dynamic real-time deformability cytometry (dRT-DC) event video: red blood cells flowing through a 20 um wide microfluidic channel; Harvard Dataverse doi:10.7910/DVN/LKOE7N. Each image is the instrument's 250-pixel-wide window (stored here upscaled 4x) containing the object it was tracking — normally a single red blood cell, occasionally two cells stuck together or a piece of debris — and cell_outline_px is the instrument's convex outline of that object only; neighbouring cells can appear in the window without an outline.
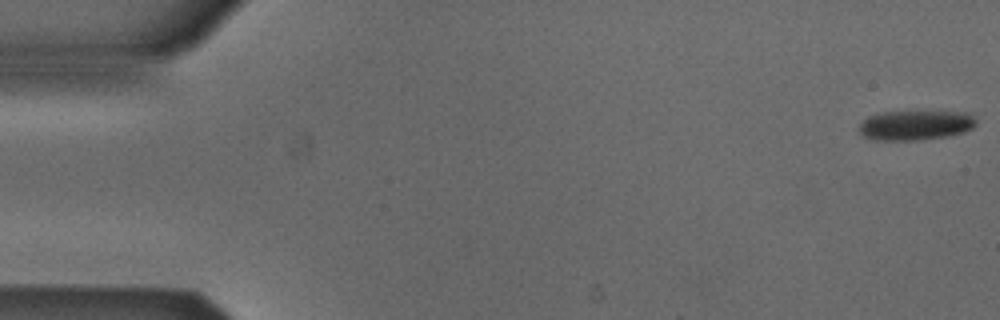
{"species": "Egyptian fruit bat (a non-hibernating species)", "species_latin": "Rousettus aegyptiacus", "temperature_condition": "cold", "stored_images_in_passage": 53, "camera_frame_rate_fps": 3000, "um_per_image_px": 0.085, "animal": {"sex": "male"}, "frame": {"image": 1, "passage_image": 1, "time_ms": 0.0, "image_size_px": [1000, 320], "cell_outline_px": [[976, 124], [972, 128], [964, 132], [948, 136], [916, 140], [872, 140], [864, 136], [860, 132], [860, 124], [868, 116], [884, 112], [972, 112], [976, 120]], "centroid_in_image_um": [77.85, 10.64], "position_along_channel_um": 7.2, "area_um2": 20.23}}
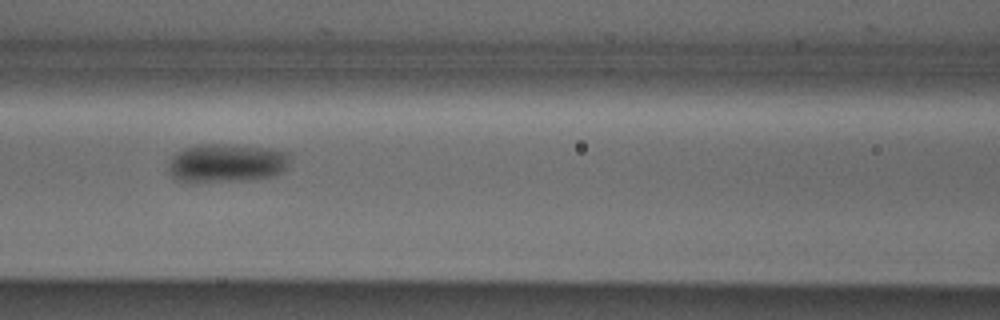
{"frame": {"image": 2, "passage_image": 23, "time_ms": 7.333, "image_size_px": [1000, 320], "cell_outline_px": [[292, 156], [284, 172], [272, 176], [188, 184], [172, 176], [168, 172], [168, 164], [172, 156], [176, 152], [184, 148], [200, 144], [224, 144], [268, 148], [288, 152]], "centroid_in_image_um": [19.22, 13.86], "position_along_channel_um": 147.4, "area_um2": 27.51}}
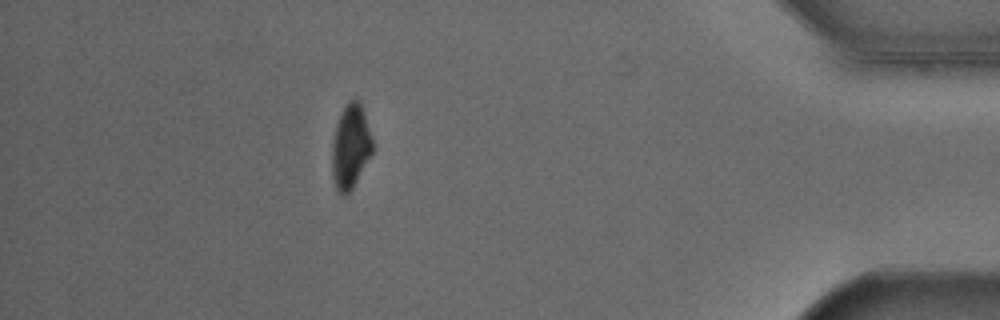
{"frame": {"image": 3, "passage_image": 47, "time_ms": 15.333, "image_size_px": [1000, 320], "cell_outline_px": [[372, 152], [352, 188], [344, 196], [336, 192], [332, 176], [332, 144], [336, 124], [340, 112], [344, 104], [348, 100], [360, 100], [364, 112], [372, 140]], "centroid_in_image_um": [29.76, 12.44], "position_along_channel_um": 405.4, "area_um2": 19.83}}